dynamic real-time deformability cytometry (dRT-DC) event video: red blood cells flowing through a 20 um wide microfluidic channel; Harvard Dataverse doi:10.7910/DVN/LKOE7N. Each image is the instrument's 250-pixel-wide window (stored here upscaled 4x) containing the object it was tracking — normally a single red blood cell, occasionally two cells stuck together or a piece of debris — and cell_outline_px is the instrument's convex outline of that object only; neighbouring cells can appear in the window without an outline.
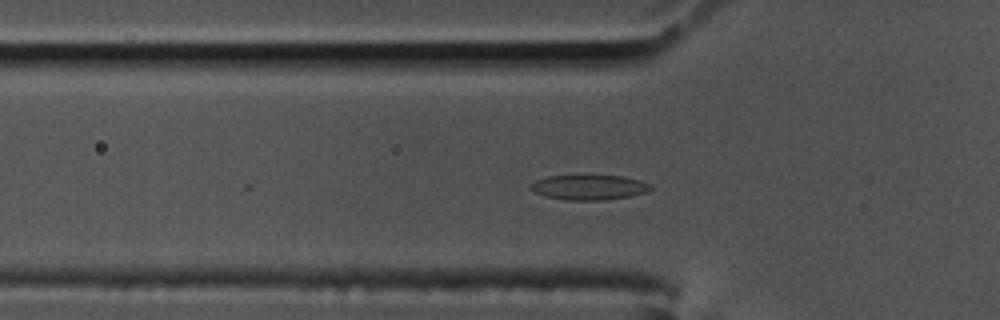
{"species": "common noctule bat (a hibernating species)", "species_latin": "Nyctalus noctula", "temperature_condition": "cold", "stored_images_in_passage": 58, "camera_frame_rate_fps": 3000, "um_per_image_px": 0.085, "animal": {"sex": "male", "body_mass_g": 17.5, "forearm_length_mm": 52.3}, "frame": {"image": 1, "passage_image": 18, "time_ms": 5.667, "image_size_px": [1000, 320], "cell_outline_px": [[652, 188], [648, 192], [628, 196], [604, 200], [568, 200], [544, 196], [528, 188], [536, 180], [548, 176], [588, 172], [624, 176], [640, 180], [652, 184]], "centroid_in_image_um": [50.09, 15.86], "position_along_channel_um": 75.7, "area_um2": 18.44}}
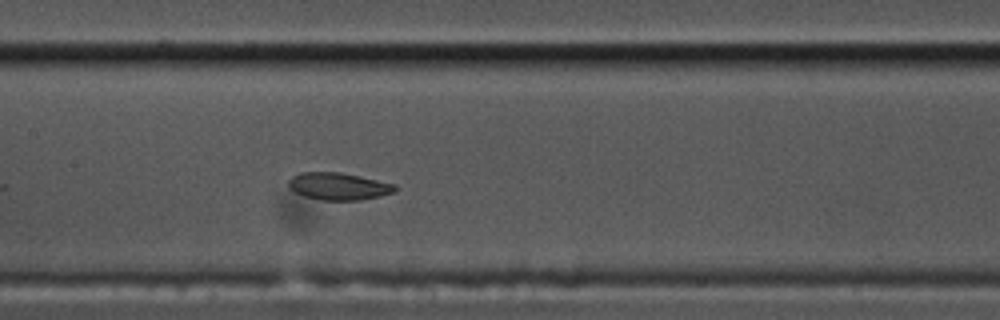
{"frame": {"image": 2, "passage_image": 27, "time_ms": 8.667, "image_size_px": [1000, 320], "cell_outline_px": [[396, 192], [380, 196], [360, 200], [320, 200], [304, 196], [288, 188], [288, 180], [292, 176], [300, 172], [340, 172], [360, 176], [396, 184]], "centroid_in_image_um": [28.77, 15.83], "position_along_channel_um": 178.6, "area_um2": 17.05}}
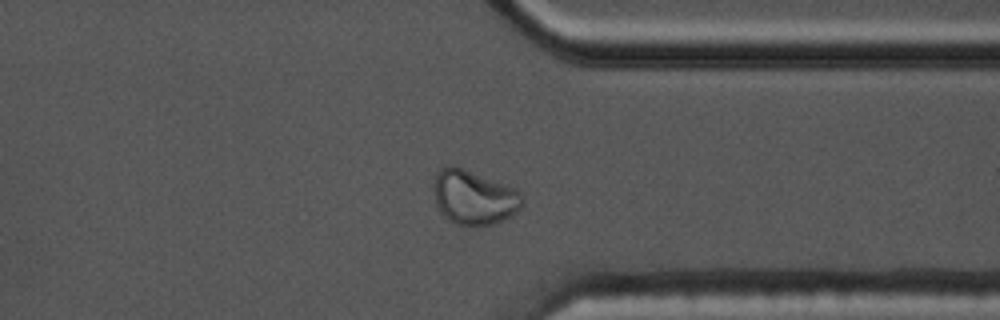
{"frame": {"image": 3, "passage_image": 44, "time_ms": 14.333, "image_size_px": [1000, 320], "cell_outline_px": [[524, 204], [516, 212], [492, 224], [456, 224], [448, 220], [440, 212], [436, 204], [436, 172], [440, 168], [452, 164], [512, 188], [520, 192], [524, 200]], "centroid_in_image_um": [40.27, 16.77], "position_along_channel_um": 371.1, "area_um2": 27.17}}